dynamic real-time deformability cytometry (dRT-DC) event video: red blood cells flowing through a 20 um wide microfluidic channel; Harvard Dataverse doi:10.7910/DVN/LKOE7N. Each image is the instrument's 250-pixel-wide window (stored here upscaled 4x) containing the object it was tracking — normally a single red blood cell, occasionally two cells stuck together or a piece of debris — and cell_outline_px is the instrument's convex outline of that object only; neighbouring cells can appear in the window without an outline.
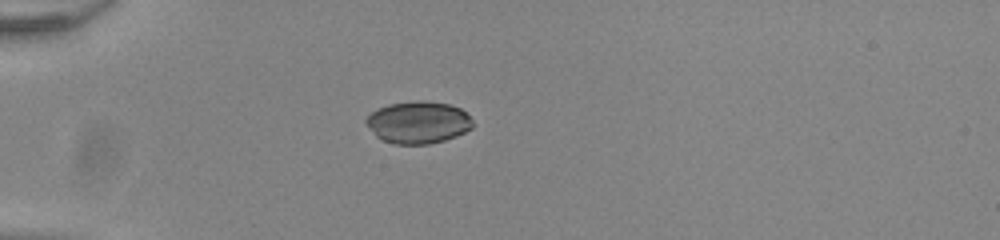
{"species": "common noctule bat (a hibernating species)", "species_latin": "Nyctalus noctula", "temperature_condition": "room temperature", "stored_images_in_passage": 38, "camera_frame_rate_fps": 3000, "um_per_image_px": 0.085, "animal": {"sex": "male", "body_mass_g": 20.0, "forearm_length_mm": 53.3}, "frame": {"image": 1, "passage_image": 1, "time_ms": 0.0, "image_size_px": [1000, 240], "cell_outline_px": [[472, 128], [456, 136], [444, 140], [428, 144], [396, 144], [384, 140], [376, 136], [364, 120], [372, 112], [388, 104], [420, 100], [424, 100], [448, 104], [460, 108], [472, 120]], "centroid_in_image_um": [35.55, 10.4], "position_along_channel_um": 49.5, "area_um2": 25.89}}
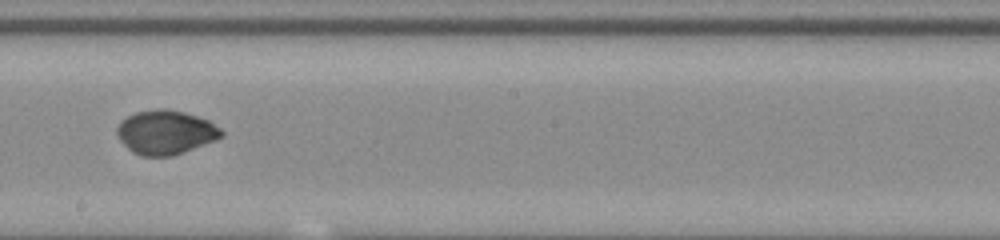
{"frame": {"image": 2, "passage_image": 17, "time_ms": 5.333, "image_size_px": [1000, 240], "cell_outline_px": [[224, 136], [216, 140], [172, 156], [140, 156], [132, 152], [120, 140], [116, 132], [116, 128], [120, 120], [136, 112], [156, 108], [164, 108], [184, 112], [208, 120], [220, 128], [224, 132]], "centroid_in_image_um": [14.06, 11.24], "position_along_channel_um": 234.1, "area_um2": 26.93}}
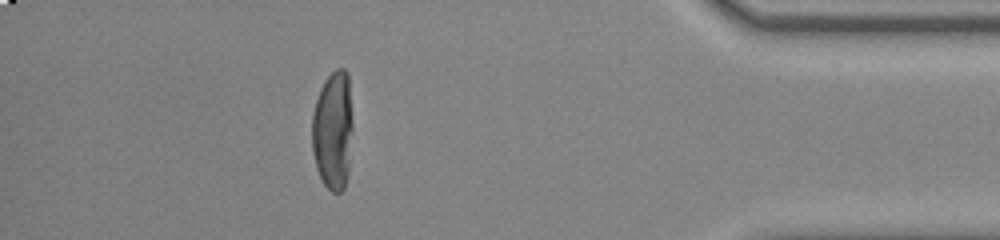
{"frame": {"image": 3, "passage_image": 33, "time_ms": 10.667, "image_size_px": [1000, 240], "cell_outline_px": [[352, 132], [348, 176], [344, 188], [340, 192], [332, 192], [324, 184], [316, 168], [312, 152], [312, 116], [316, 100], [320, 88], [324, 80], [336, 68], [344, 68], [348, 72], [352, 124]], "centroid_in_image_um": [28.3, 11.08], "position_along_channel_um": 406.9, "area_um2": 28.5}, "authors_computed_cell_mechanics": {"area_um2": 27.2816, "velocity_mm_per_s": 3.9397, "shape_relaxation_time_tau1_ms": 4.8544, "shape_relaxation_time_tau2_ms": null, "deformation_change_tau1": 0.1829, "deformation_change_tau2": null}}